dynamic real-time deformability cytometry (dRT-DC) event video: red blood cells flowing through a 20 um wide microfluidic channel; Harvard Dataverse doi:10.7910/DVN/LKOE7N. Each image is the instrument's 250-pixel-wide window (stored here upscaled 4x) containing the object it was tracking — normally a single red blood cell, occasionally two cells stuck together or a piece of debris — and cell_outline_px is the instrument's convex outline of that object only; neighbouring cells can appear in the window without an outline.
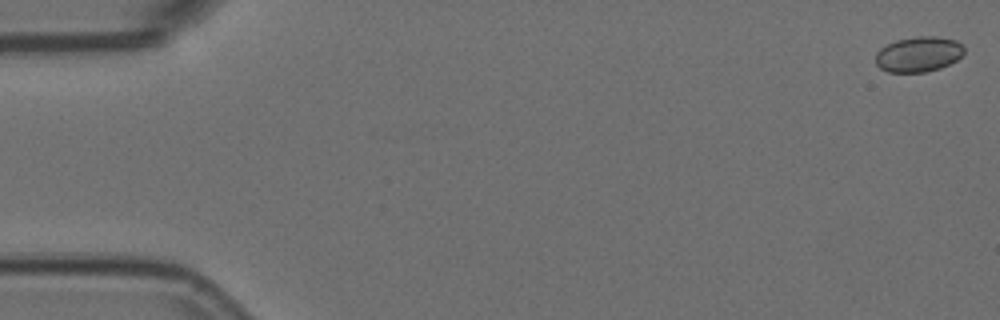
{"species": "Egyptian fruit bat (a non-hibernating species)", "species_latin": "Rousettus aegyptiacus", "temperature_condition": "room temperature", "stored_images_in_passage": 8, "camera_frame_rate_fps": 3000, "um_per_image_px": 0.085, "animal": {"sex": "female"}, "frame": {"image": 1, "passage_image": 1, "time_ms": 0.0, "image_size_px": [1000, 320], "cell_outline_px": [[964, 52], [956, 60], [940, 68], [924, 72], [888, 72], [880, 68], [876, 64], [876, 52], [880, 48], [896, 40], [916, 36], [936, 36], [956, 40], [964, 44]], "centroid_in_image_um": [78.08, 4.6], "position_along_channel_um": 6.9, "area_um2": 18.26}}
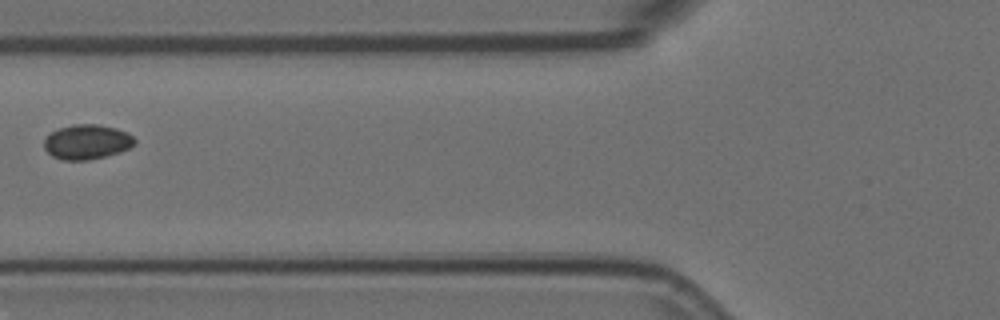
{"frame": {"image": 2, "passage_image": 7, "time_ms": 2.0, "image_size_px": [1000, 320], "cell_outline_px": [[136, 144], [120, 152], [88, 160], [60, 160], [52, 156], [44, 148], [44, 140], [52, 132], [60, 128], [72, 124], [96, 124], [116, 128], [128, 132], [136, 140]], "centroid_in_image_um": [7.4, 12.06], "position_along_channel_um": 118.4, "area_um2": 18.32}}
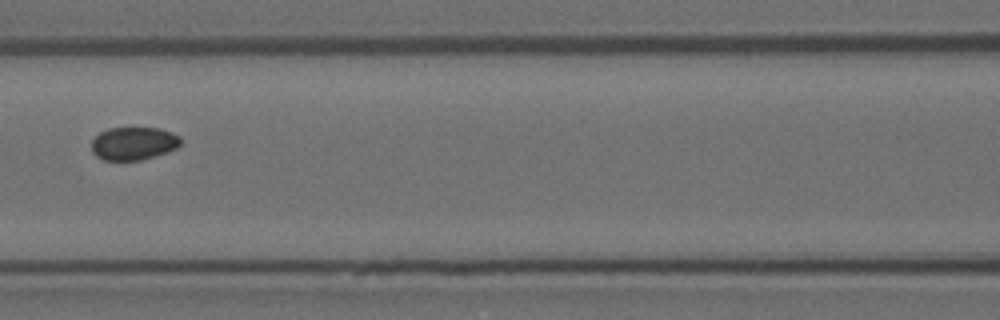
{"frame": {"image": 3, "passage_image": 8, "time_ms": 2.333, "image_size_px": [1000, 320], "cell_outline_px": [[180, 144], [176, 148], [168, 152], [156, 156], [140, 160], [104, 160], [96, 156], [92, 152], [92, 140], [100, 132], [108, 128], [160, 128], [172, 132], [180, 136]], "centroid_in_image_um": [11.36, 12.19], "position_along_channel_um": 155.2, "area_um2": 17.22}}